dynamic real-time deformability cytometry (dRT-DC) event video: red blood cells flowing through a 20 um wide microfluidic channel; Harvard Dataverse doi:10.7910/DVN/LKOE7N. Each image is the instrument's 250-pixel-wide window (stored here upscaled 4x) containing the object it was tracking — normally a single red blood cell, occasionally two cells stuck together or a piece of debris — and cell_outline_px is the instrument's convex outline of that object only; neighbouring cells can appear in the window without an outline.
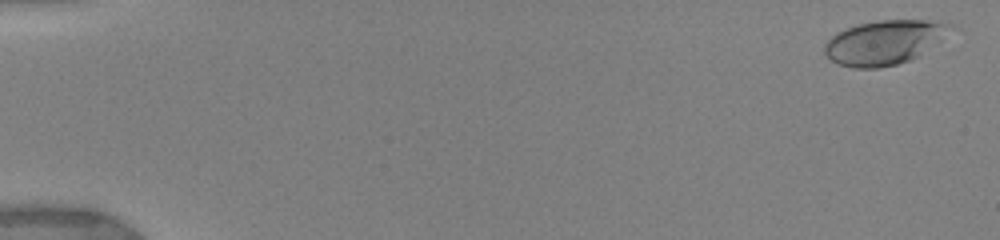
{"species": "human", "species_latin": "Homo sapiens", "temperature_condition": "warm", "stored_images_in_passage": 67, "camera_frame_rate_fps": 3000, "um_per_image_px": 0.085, "donor": {"sex": "female"}, "frame": {"image": 1, "passage_image": 3, "time_ms": 0.333, "image_size_px": [1000, 240], "cell_outline_px": [[952, 24], [912, 60], [896, 64], [876, 68], [852, 68], [840, 64], [832, 60], [824, 52], [824, 44], [836, 32], [856, 24], [880, 20], [928, 20]], "centroid_in_image_um": [74.99, 3.6], "position_along_channel_um": 10.0, "area_um2": 31.27}}
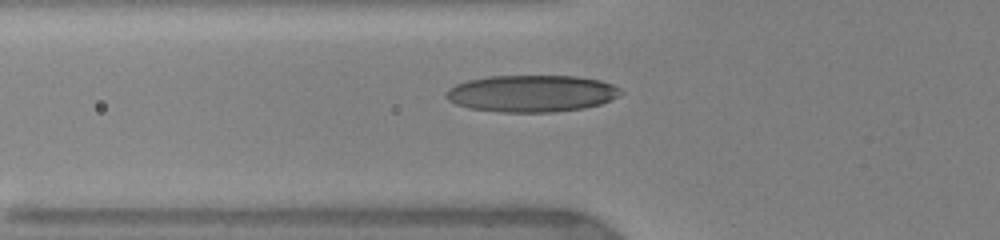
{"frame": {"image": 2, "passage_image": 27, "time_ms": 6.333, "image_size_px": [1000, 240], "cell_outline_px": [[624, 92], [620, 96], [612, 100], [600, 104], [584, 108], [556, 112], [500, 112], [468, 108], [456, 104], [448, 100], [444, 96], [444, 92], [448, 88], [456, 84], [468, 80], [488, 76], [576, 76], [600, 80], [612, 84], [620, 88]], "centroid_in_image_um": [45.19, 7.95], "position_along_channel_um": 80.6, "area_um2": 37.92}}
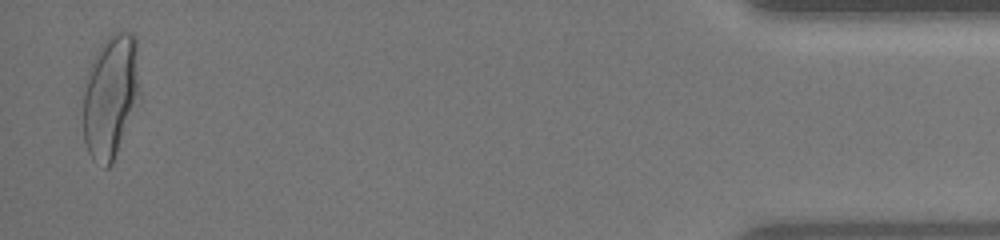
{"frame": {"image": 3, "passage_image": 66, "time_ms": 17.0, "image_size_px": [1000, 240], "cell_outline_px": [[140, 92], [112, 164], [108, 168], [104, 168], [92, 160], [88, 152], [84, 140], [84, 80], [92, 60], [100, 44], [112, 32], [132, 32], [136, 36]], "centroid_in_image_um": [9.38, 8.14], "position_along_channel_um": 425.8, "area_um2": 40.69}, "authors_computed_cell_mechanics": {"area_um2": 34.5066, "velocity_mm_per_s": 3.9164, "shape_relaxation_time_tau1_ms": 5.2207, "shape_relaxation_time_tau2_ms": null, "deformation_change_tau1": 0.2338, "deformation_change_tau2": null}}